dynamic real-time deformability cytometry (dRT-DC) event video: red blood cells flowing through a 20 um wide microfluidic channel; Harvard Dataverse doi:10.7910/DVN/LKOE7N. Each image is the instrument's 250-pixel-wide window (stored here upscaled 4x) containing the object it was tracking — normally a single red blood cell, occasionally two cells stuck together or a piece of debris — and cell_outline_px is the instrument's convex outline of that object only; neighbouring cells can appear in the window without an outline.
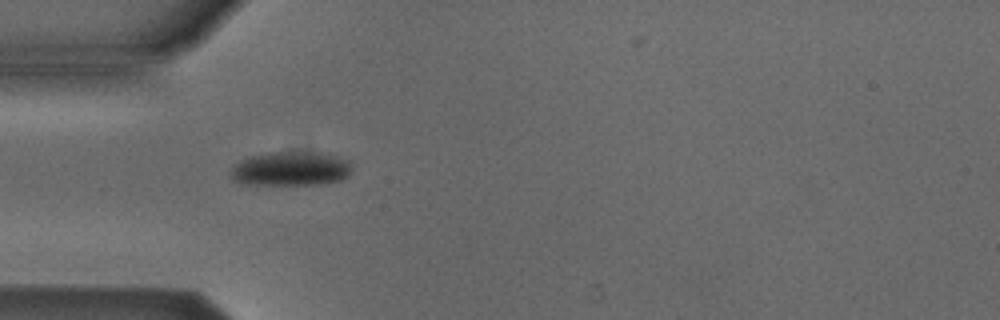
{"species": "Egyptian fruit bat (a non-hibernating species)", "species_latin": "Rousettus aegyptiacus", "temperature_condition": "cold", "stored_images_in_passage": 5, "camera_frame_rate_fps": 3000, "um_per_image_px": 0.085, "animal": {"sex": "male"}, "frame": {"image": 1, "passage_image": 4, "time_ms": 3.667, "image_size_px": [1000, 320], "cell_outline_px": [[352, 172], [348, 176], [340, 180], [320, 184], [248, 184], [236, 180], [232, 176], [232, 168], [240, 160], [252, 156], [272, 152], [328, 152], [352, 160]], "centroid_in_image_um": [24.85, 14.32], "position_along_channel_um": 60.1, "area_um2": 24.28}}